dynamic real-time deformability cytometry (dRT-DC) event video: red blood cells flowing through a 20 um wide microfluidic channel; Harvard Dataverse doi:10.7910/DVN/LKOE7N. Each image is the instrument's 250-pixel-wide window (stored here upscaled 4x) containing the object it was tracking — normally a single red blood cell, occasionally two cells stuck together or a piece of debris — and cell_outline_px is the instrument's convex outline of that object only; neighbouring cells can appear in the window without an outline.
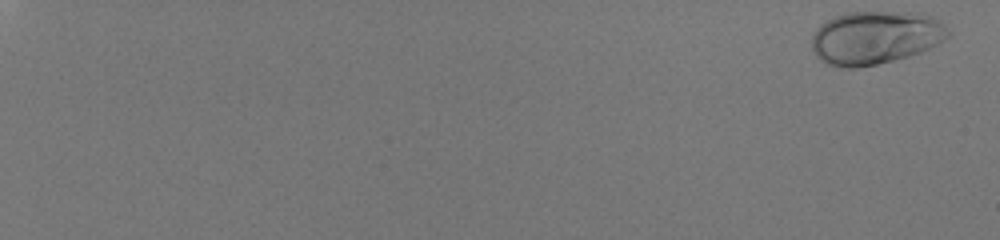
{"species": "human", "species_latin": "Homo sapiens", "temperature_condition": "room temperature", "stored_images_in_passage": 56, "camera_frame_rate_fps": 3000, "um_per_image_px": 0.085, "donor": {"sex": "male"}, "frame": {"image": 1, "passage_image": 1, "time_ms": 0.0, "image_size_px": [1000, 240], "cell_outline_px": [[948, 36], [944, 40], [920, 52], [908, 56], [876, 64], [856, 68], [840, 68], [828, 64], [820, 60], [812, 52], [812, 36], [816, 28], [820, 24], [836, 16], [848, 12], [916, 12], [932, 16], [940, 20], [948, 28]], "centroid_in_image_um": [74.38, 3.19], "position_along_channel_um": 10.6, "area_um2": 42.43}}
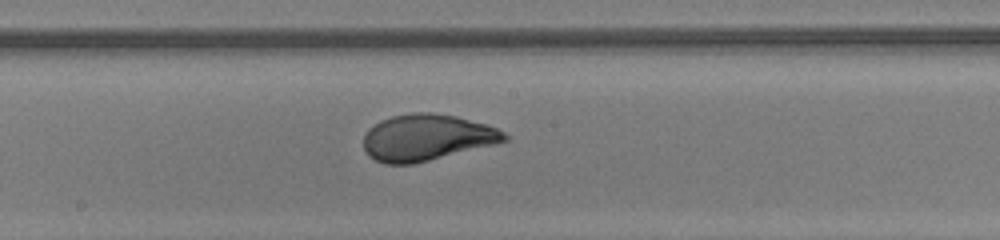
{"frame": {"image": 2, "passage_image": 36, "time_ms": 11.667, "image_size_px": [1000, 240], "cell_outline_px": [[508, 140], [496, 144], [412, 164], [384, 164], [368, 156], [364, 148], [364, 136], [368, 128], [380, 120], [392, 116], [412, 112], [432, 112], [456, 116], [488, 124], [504, 132], [508, 136]], "centroid_in_image_um": [36.27, 11.68], "position_along_channel_um": 211.9, "area_um2": 38.21}}
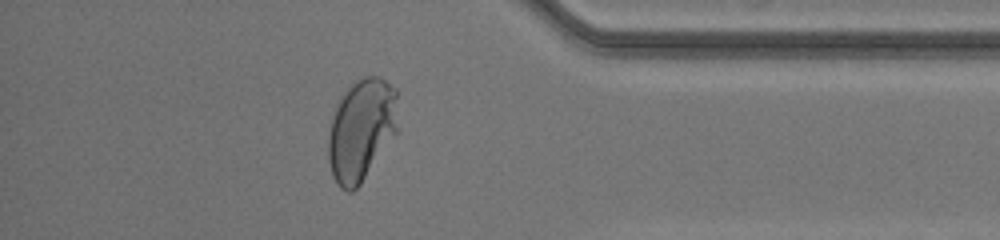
{"frame": {"image": 3, "passage_image": 51, "time_ms": 16.667, "image_size_px": [1000, 240], "cell_outline_px": [[396, 132], [360, 184], [352, 192], [348, 192], [340, 188], [332, 176], [328, 160], [328, 136], [332, 112], [340, 96], [356, 80], [364, 76], [380, 76], [396, 88]], "centroid_in_image_um": [30.66, 11.01], "position_along_channel_um": 404.5, "area_um2": 41.33}, "authors_computed_cell_mechanics": {"area_um2": 38.3503, "velocity_mm_per_s": 4.0766, "shape_relaxation_time_tau1_ms": 3.1949, "shape_relaxation_time_tau2_ms": null, "deformation_change_tau1": 0.1652, "deformation_change_tau2": null}}